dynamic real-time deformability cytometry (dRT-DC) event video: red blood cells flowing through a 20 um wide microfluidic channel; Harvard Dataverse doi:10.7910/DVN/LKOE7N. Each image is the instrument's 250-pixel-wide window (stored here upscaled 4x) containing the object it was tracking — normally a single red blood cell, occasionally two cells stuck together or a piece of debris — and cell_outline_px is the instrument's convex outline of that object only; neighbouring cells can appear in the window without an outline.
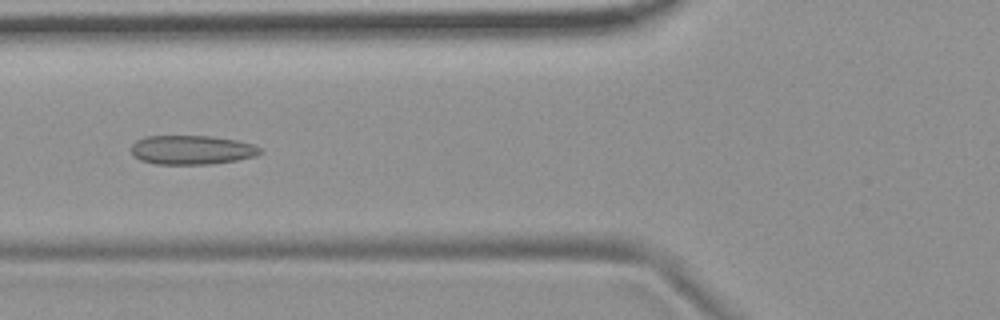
{"species": "common noctule bat (a hibernating species)", "species_latin": "Nyctalus noctula", "temperature_condition": "room temperature", "stored_images_in_passage": 54, "camera_frame_rate_fps": 3000, "um_per_image_px": 0.085, "animal": {"sex": "female", "body_mass_g": 19.9}, "frame": {"image": 1, "passage_image": 21, "time_ms": 6.667, "image_size_px": [1000, 320], "cell_outline_px": [[264, 152], [256, 156], [236, 160], [212, 164], [156, 164], [140, 160], [132, 156], [132, 144], [136, 140], [144, 136], [212, 136], [236, 140], [252, 144], [260, 148]], "centroid_in_image_um": [16.29, 12.74], "position_along_channel_um": 109.5, "area_um2": 22.02}}
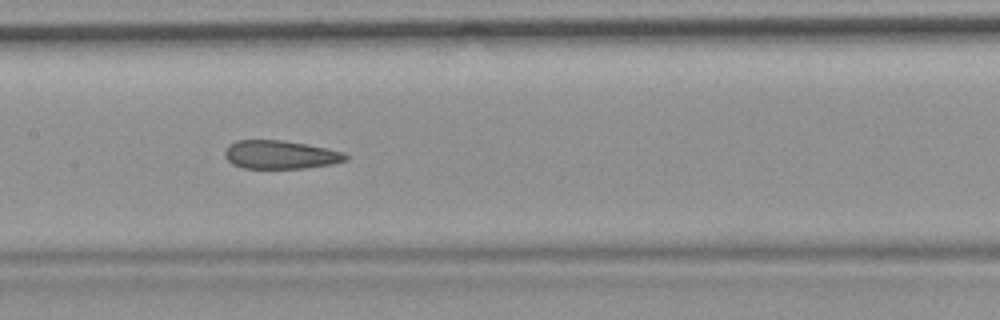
{"frame": {"image": 2, "passage_image": 27, "time_ms": 8.667, "image_size_px": [1000, 320], "cell_outline_px": [[348, 160], [332, 164], [304, 168], [244, 168], [232, 164], [224, 156], [224, 152], [228, 144], [236, 140], [284, 140], [344, 152], [348, 156]], "centroid_in_image_um": [23.8, 13.15], "position_along_channel_um": 183.6, "area_um2": 20.0}}
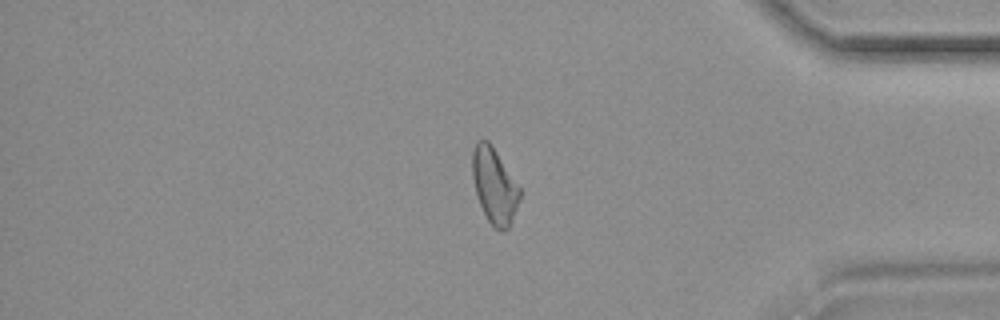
{"frame": {"image": 3, "passage_image": 46, "time_ms": 15.0, "image_size_px": [1000, 320], "cell_outline_px": [[520, 196], [512, 220], [508, 228], [496, 228], [488, 220], [480, 204], [476, 192], [472, 176], [472, 152], [476, 144], [480, 140], [488, 140], [492, 144], [520, 188]], "centroid_in_image_um": [42.01, 15.74], "position_along_channel_um": 393.2, "area_um2": 20.35}, "authors_computed_cell_mechanics": {"area_um2": 21.6461, "velocity_mm_per_s": 3.6956, "shape_relaxation_time_tau1_ms": null, "shape_relaxation_time_tau2_ms": 2.3863, "deformation_change_tau1": null, "deformation_change_tau2": 0.0958}}